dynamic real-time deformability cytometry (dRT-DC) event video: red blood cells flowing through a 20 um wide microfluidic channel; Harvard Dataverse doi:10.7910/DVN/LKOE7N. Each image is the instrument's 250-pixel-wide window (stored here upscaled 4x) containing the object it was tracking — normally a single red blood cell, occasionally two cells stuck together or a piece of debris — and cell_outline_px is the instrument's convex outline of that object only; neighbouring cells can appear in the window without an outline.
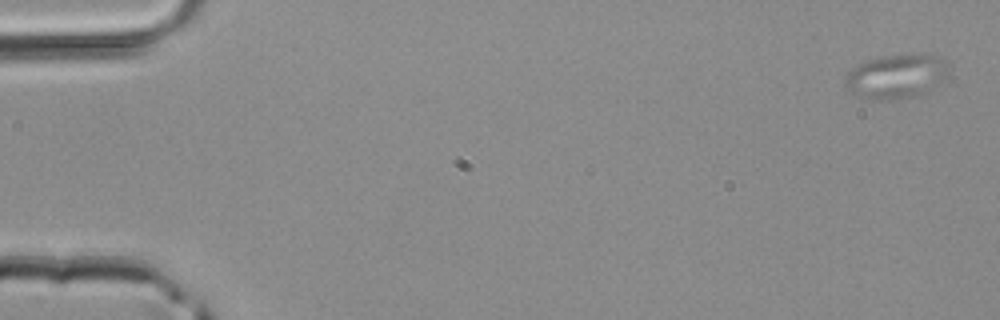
{"species": "common noctule bat (a hibernating species)", "species_latin": "Nyctalus noctula", "temperature_condition": "room temperature", "stored_images_in_passage": 4, "camera_frame_rate_fps": 3000, "um_per_image_px": 0.085, "animal": {"sex": "male", "body_mass_g": 20.4}, "frame": {"image": 1, "passage_image": 1, "time_ms": 0.0, "image_size_px": [1000, 320], "cell_outline_px": [[952, 68], [948, 76], [928, 92], [896, 100], [872, 100], [856, 96], [848, 92], [844, 84], [844, 80], [848, 72], [852, 68], [864, 60], [884, 56], [924, 52], [936, 56], [952, 64]], "centroid_in_image_um": [76.21, 6.48], "position_along_channel_um": 8.8, "area_um2": 27.69}}
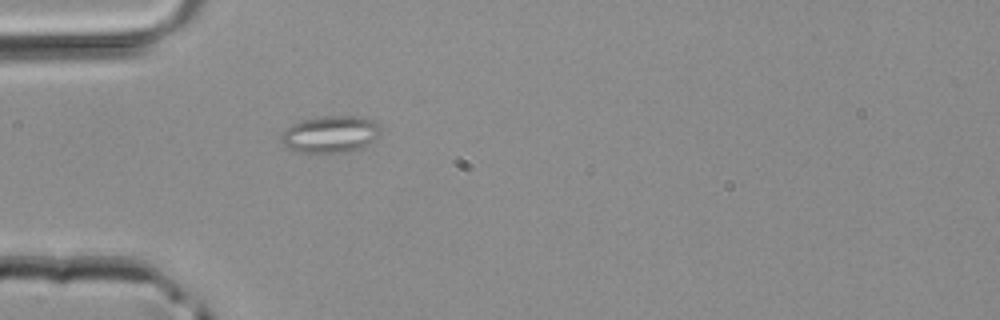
{"frame": {"image": 2, "passage_image": 4, "time_ms": 1.0, "image_size_px": [1000, 320], "cell_outline_px": [[380, 132], [372, 140], [360, 148], [348, 152], [296, 152], [288, 148], [280, 140], [280, 136], [292, 124], [304, 120], [320, 116], [360, 116], [372, 120], [380, 128]], "centroid_in_image_um": [28.05, 11.41], "position_along_channel_um": 56.9, "area_um2": 21.04}}